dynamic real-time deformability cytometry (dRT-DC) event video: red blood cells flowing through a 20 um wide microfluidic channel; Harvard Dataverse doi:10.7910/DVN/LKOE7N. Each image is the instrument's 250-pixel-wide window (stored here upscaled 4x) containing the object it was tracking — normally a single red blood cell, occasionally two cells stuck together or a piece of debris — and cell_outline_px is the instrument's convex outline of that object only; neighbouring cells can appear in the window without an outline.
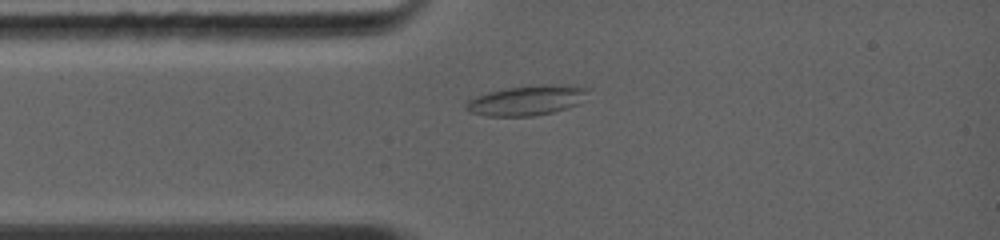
{"species": "common noctule bat (a hibernating species)", "species_latin": "Nyctalus noctula", "temperature_condition": "warm", "stored_images_in_passage": 43, "camera_frame_rate_fps": 5000, "um_per_image_px": 0.085, "animal": {"sex": "female", "body_mass_g": 19.0, "forearm_length_mm": 56.7}, "frame": {"image": 1, "passage_image": 9, "time_ms": 2.2, "image_size_px": [1000, 240], "cell_outline_px": [[588, 88], [580, 104], [568, 108], [552, 112], [532, 116], [488, 116], [468, 112], [464, 108], [464, 104], [468, 100], [476, 96], [488, 92], [508, 88], [552, 84]], "centroid_in_image_um": [44.71, 8.55], "position_along_channel_um": 40.3, "area_um2": 20.98}}
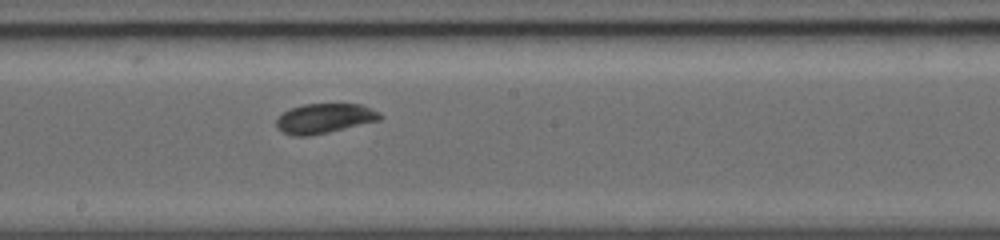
{"frame": {"image": 2, "passage_image": 24, "time_ms": 6.4, "image_size_px": [1000, 240], "cell_outline_px": [[384, 116], [380, 120], [328, 132], [308, 136], [292, 136], [276, 128], [276, 120], [284, 112], [292, 108], [304, 104], [360, 104], [380, 112]], "centroid_in_image_um": [27.59, 10.06], "position_along_channel_um": 220.6, "area_um2": 17.86}}
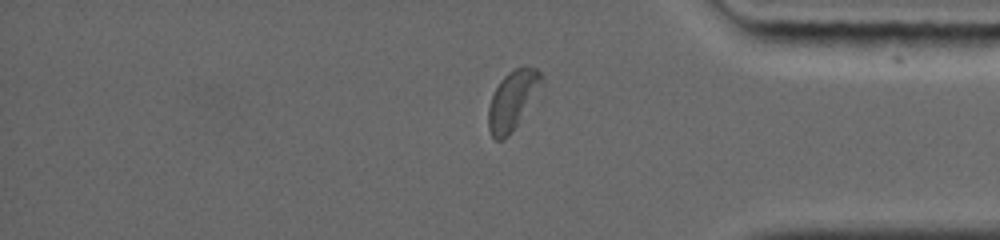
{"frame": {"image": 3, "passage_image": 37, "time_ms": 10.6, "image_size_px": [1000, 240], "cell_outline_px": [[544, 84], [512, 132], [504, 140], [496, 140], [492, 136], [488, 128], [488, 108], [492, 96], [500, 80], [508, 72], [516, 68], [536, 68], [544, 76]], "centroid_in_image_um": [43.58, 8.52], "position_along_channel_um": 391.6, "area_um2": 18.26}, "authors_computed_cell_mechanics": {"area_um2": 18.7272, "velocity_mm_per_s": 4.3805, "shape_relaxation_time_tau1_ms": 2.283, "shape_relaxation_time_tau2_ms": 1.6655, "deformation_change_tau1": 0.0941, "deformation_change_tau2": 0.0527}}